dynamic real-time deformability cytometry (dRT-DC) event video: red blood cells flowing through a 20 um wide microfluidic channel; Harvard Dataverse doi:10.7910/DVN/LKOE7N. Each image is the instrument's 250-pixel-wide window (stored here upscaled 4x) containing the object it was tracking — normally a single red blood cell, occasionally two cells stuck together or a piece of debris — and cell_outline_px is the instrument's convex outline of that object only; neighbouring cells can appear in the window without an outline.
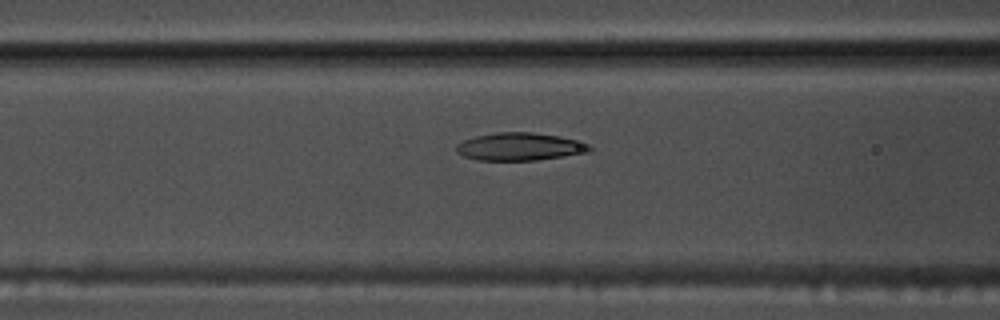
{"species": "common noctule bat (a hibernating species)", "species_latin": "Nyctalus noctula", "temperature_condition": "warm", "stored_images_in_passage": 46, "camera_frame_rate_fps": 3000, "um_per_image_px": 0.085, "animal": {"sex": "male", "body_mass_g": 17.5, "forearm_length_mm": 52.3}, "frame": {"image": 1, "passage_image": 14, "time_ms": 4.333, "image_size_px": [1000, 320], "cell_outline_px": [[592, 148], [588, 152], [536, 160], [476, 160], [464, 156], [456, 152], [456, 144], [464, 140], [476, 136], [496, 132], [532, 132], [560, 136], [588, 144]], "centroid_in_image_um": [44.14, 12.46], "position_along_channel_um": 122.5, "area_um2": 21.39}}
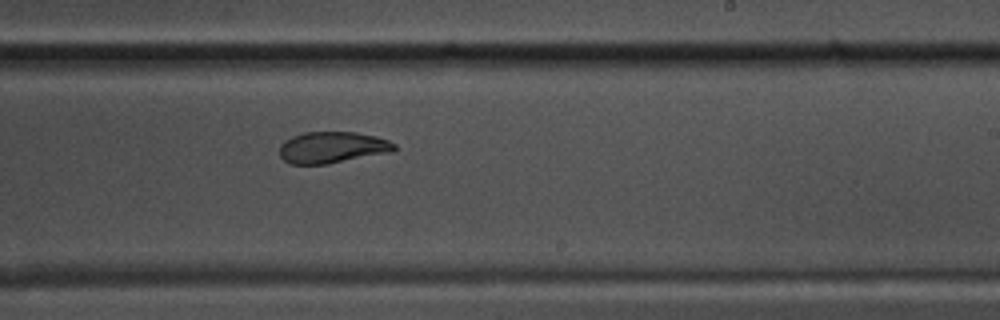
{"frame": {"image": 2, "passage_image": 25, "time_ms": 8.0, "image_size_px": [1000, 320], "cell_outline_px": [[396, 148], [392, 152], [324, 164], [288, 164], [280, 156], [280, 144], [284, 140], [292, 136], [304, 132], [356, 132], [376, 136], [388, 140], [396, 144]], "centroid_in_image_um": [28.23, 12.52], "position_along_channel_um": 260.8, "area_um2": 21.04}}
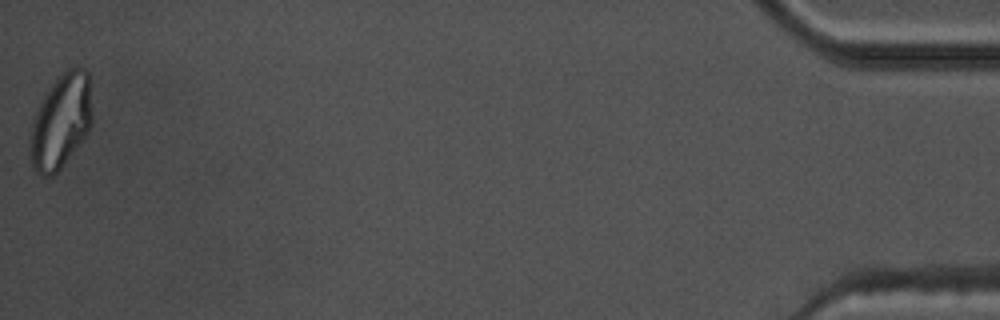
{"frame": {"image": 3, "passage_image": 46, "time_ms": 15.0, "image_size_px": [1000, 320], "cell_outline_px": [[92, 124], [84, 140], [60, 168], [52, 176], [40, 176], [32, 168], [28, 148], [28, 132], [36, 112], [48, 88], [68, 68], [76, 64], [84, 68], [88, 72], [92, 112]], "centroid_in_image_um": [5.16, 10.34], "position_along_channel_um": 430.0, "area_um2": 34.74}, "authors_computed_cell_mechanics": {"area_um2": 21.8195, "velocity_mm_per_s": 3.7842, "shape_relaxation_time_tau1_ms": 6.8712, "shape_relaxation_time_tau2_ms": 1.9025, "deformation_change_tau1": 0.219, "deformation_change_tau2": 0.0737}}